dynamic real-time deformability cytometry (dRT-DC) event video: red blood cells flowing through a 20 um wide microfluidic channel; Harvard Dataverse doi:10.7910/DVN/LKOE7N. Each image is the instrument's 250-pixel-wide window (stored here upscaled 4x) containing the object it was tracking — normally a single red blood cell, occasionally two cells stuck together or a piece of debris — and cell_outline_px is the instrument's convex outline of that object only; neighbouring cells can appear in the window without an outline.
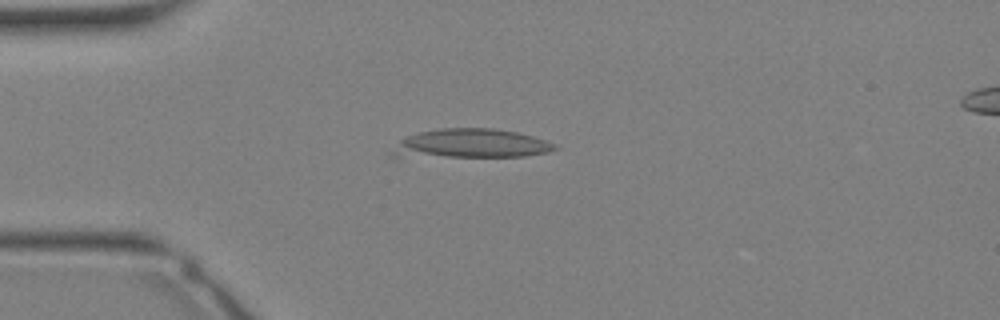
{"species": "Egyptian fruit bat (a non-hibernating species)", "species_latin": "Rousettus aegyptiacus", "temperature_condition": "warm", "stored_images_in_passage": 23, "camera_frame_rate_fps": 3000, "um_per_image_px": 0.085, "animal": {"sex": "female"}, "frame": {"image": 1, "passage_image": 2, "time_ms": 0.333, "image_size_px": [1000, 320], "cell_outline_px": [[560, 148], [548, 152], [524, 156], [388, 156], [388, 152], [400, 140], [408, 136], [420, 132], [440, 128], [492, 128], [516, 132], [532, 136], [556, 144]], "centroid_in_image_um": [40.0, 12.2], "position_along_channel_um": 45.0, "area_um2": 27.34}}
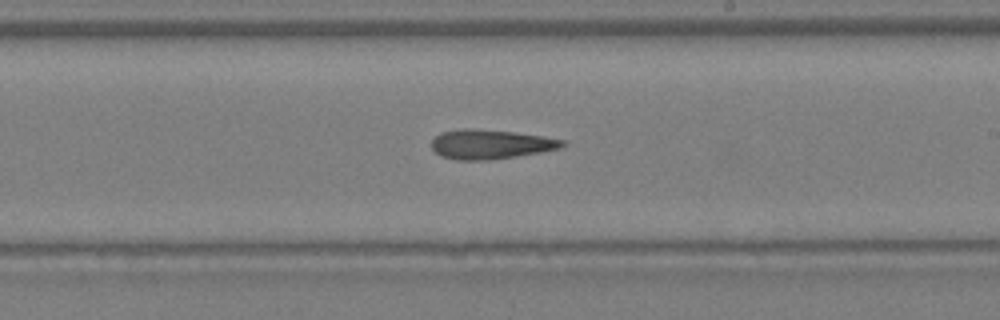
{"frame": {"image": 2, "passage_image": 13, "time_ms": 4.0, "image_size_px": [1000, 320], "cell_outline_px": [[568, 144], [560, 148], [540, 152], [516, 156], [488, 160], [460, 160], [440, 156], [432, 148], [432, 140], [440, 132], [464, 128], [472, 128], [516, 132], [544, 136], [568, 140]], "centroid_in_image_um": [41.74, 12.25], "position_along_channel_um": 247.3, "area_um2": 22.6}}
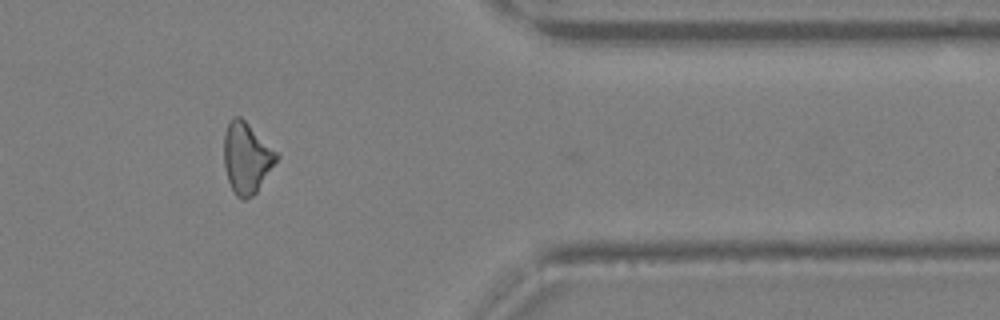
{"frame": {"image": 3, "passage_image": 21, "time_ms": 6.667, "image_size_px": [1000, 320], "cell_outline_px": [[280, 156], [256, 192], [252, 196], [244, 200], [236, 196], [228, 180], [224, 168], [224, 132], [228, 120], [232, 116], [240, 116], [280, 152]], "centroid_in_image_um": [20.97, 13.37], "position_along_channel_um": 390.4, "area_um2": 22.08}}